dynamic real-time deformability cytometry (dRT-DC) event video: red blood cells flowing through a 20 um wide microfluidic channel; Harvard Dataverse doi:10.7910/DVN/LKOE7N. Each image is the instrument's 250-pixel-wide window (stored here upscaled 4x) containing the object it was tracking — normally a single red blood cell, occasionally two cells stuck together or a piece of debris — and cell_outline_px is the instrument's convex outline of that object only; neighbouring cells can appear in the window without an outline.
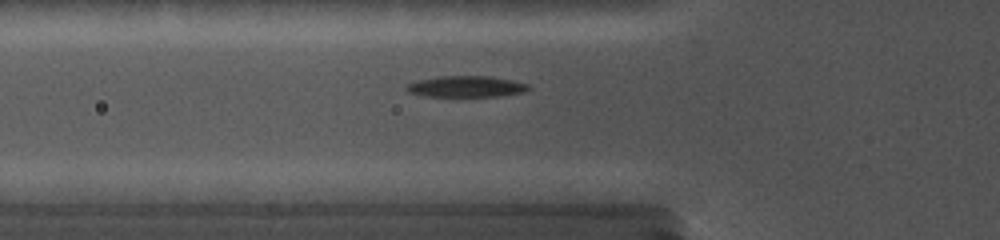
{"species": "common noctule bat (a hibernating species)", "species_latin": "Nyctalus noctula", "temperature_condition": "cold", "stored_images_in_passage": 30, "camera_frame_rate_fps": 5000, "um_per_image_px": 0.085, "animal": {"sex": "female", "body_mass_g": 19.0, "forearm_length_mm": 56.7}, "frame": {"image": 1, "passage_image": 6, "time_ms": 3.4, "image_size_px": [1000, 240], "cell_outline_px": [[532, 88], [524, 92], [500, 96], [424, 96], [408, 92], [404, 88], [404, 84], [416, 80], [440, 76], [488, 76], [512, 80], [528, 84]], "centroid_in_image_um": [39.58, 7.35], "position_along_channel_um": 86.2, "area_um2": 15.2}}
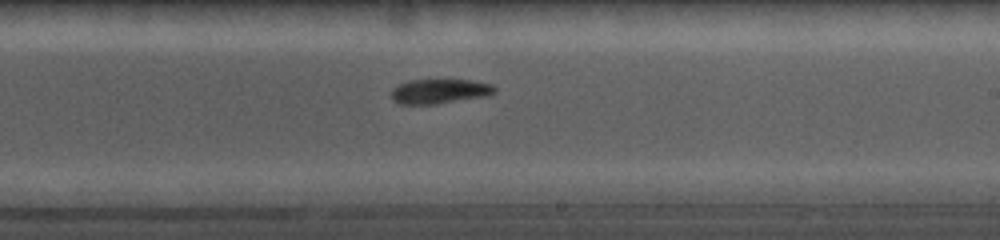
{"frame": {"image": 2, "passage_image": 16, "time_ms": 7.8, "image_size_px": [1000, 240], "cell_outline_px": [[496, 92], [488, 96], [436, 104], [400, 104], [392, 100], [392, 88], [408, 80], [440, 76], [472, 80], [492, 84], [496, 88]], "centroid_in_image_um": [37.39, 7.7], "position_along_channel_um": 251.6, "area_um2": 15.84}}
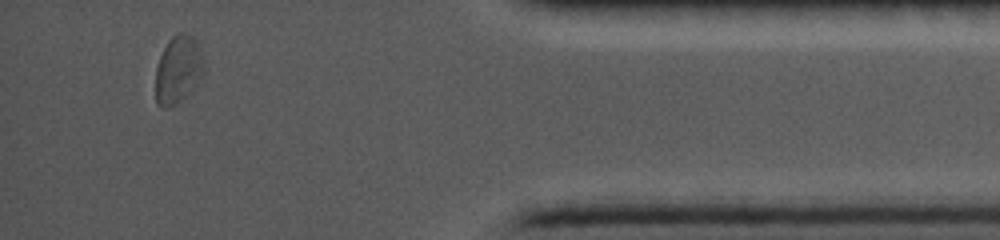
{"frame": {"image": 3, "passage_image": 28, "time_ms": 13.0, "image_size_px": [1000, 240], "cell_outline_px": [[204, 72], [200, 84], [180, 100], [164, 108], [160, 108], [156, 104], [156, 68], [160, 56], [168, 40], [176, 32], [184, 32], [192, 36], [196, 40], [204, 60]], "centroid_in_image_um": [15.16, 5.9], "position_along_channel_um": 420.0, "area_um2": 19.31}}